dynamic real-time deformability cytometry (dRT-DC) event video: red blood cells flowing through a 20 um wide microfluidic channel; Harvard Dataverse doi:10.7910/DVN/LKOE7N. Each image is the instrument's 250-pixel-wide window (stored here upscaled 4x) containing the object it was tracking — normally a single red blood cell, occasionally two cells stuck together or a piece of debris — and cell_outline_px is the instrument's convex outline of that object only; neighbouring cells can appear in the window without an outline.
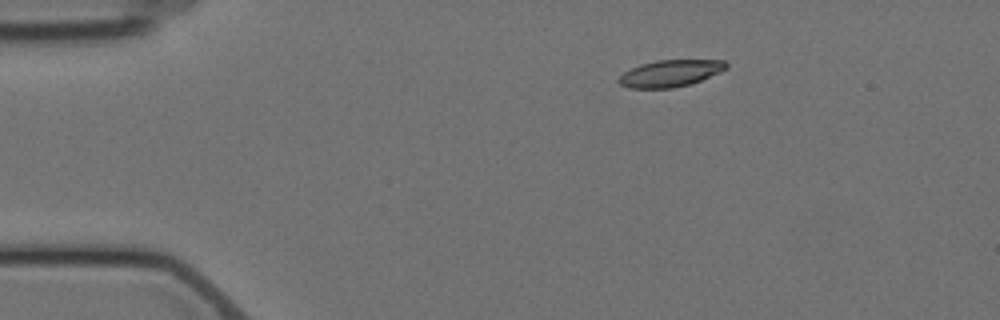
{"species": "Egyptian fruit bat (a non-hibernating species)", "species_latin": "Rousettus aegyptiacus", "temperature_condition": "cold", "stored_images_in_passage": 3, "camera_frame_rate_fps": 3000, "um_per_image_px": 0.085, "animal": {"sex": "female"}, "frame": {"image": 1, "passage_image": 1, "time_ms": 0.0, "image_size_px": [1000, 320], "cell_outline_px": [[728, 68], [720, 72], [692, 84], [672, 88], [628, 88], [620, 84], [616, 80], [624, 72], [640, 64], [656, 60], [724, 60], [728, 64]], "centroid_in_image_um": [56.98, 6.23], "position_along_channel_um": 28.0, "area_um2": 16.88}}